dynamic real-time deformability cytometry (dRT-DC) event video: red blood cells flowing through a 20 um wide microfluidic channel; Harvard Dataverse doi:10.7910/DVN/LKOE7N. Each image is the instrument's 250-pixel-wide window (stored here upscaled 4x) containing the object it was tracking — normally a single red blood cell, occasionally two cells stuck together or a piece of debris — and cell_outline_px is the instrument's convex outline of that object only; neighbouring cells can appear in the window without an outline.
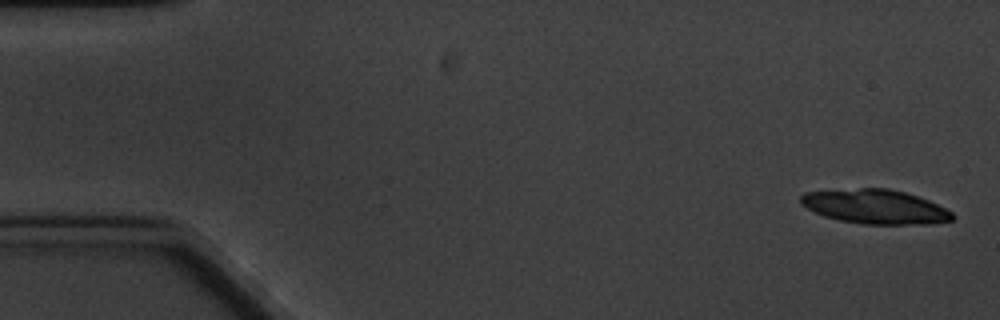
{"species": "common noctule bat (a hibernating species)", "species_latin": "Nyctalus noctula", "temperature_condition": "cold", "stored_images_in_passage": 8, "camera_frame_rate_fps": 3000, "um_per_image_px": 0.085, "animal": {"sex": "male", "body_mass_g": 20.1, "forearm_length_mm": 53.5}, "frame": {"image": 1, "passage_image": 1, "time_ms": 0.0, "image_size_px": [1000, 320], "cell_outline_px": [[956, 216], [952, 220], [932, 224], [864, 224], [840, 220], [824, 216], [800, 204], [800, 196], [804, 192], [860, 188], [888, 188], [904, 192], [928, 200], [952, 212]], "centroid_in_image_um": [74.4, 17.57], "position_along_channel_um": 10.6, "area_um2": 30.17}}
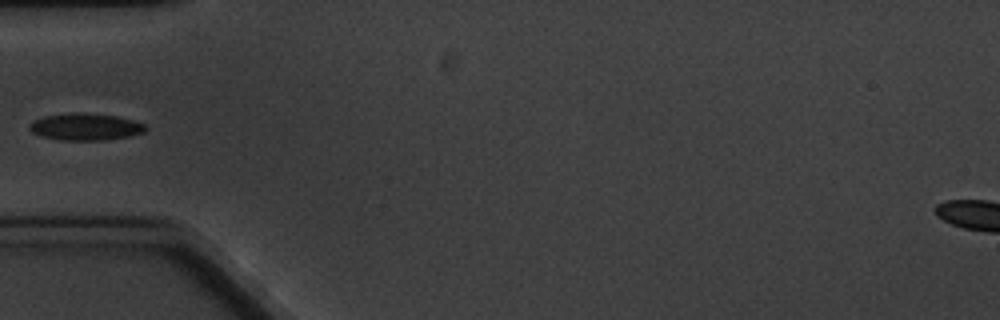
{"frame": {"image": 2, "passage_image": 6, "time_ms": 6.0, "image_size_px": [1000, 320], "cell_outline_px": [[148, 128], [144, 132], [128, 136], [104, 140], [60, 140], [40, 136], [32, 132], [28, 128], [28, 124], [32, 120], [44, 116], [76, 112], [116, 116], [132, 120], [144, 124]], "centroid_in_image_um": [7.21, 10.78], "position_along_channel_um": 77.8, "area_um2": 18.21}}